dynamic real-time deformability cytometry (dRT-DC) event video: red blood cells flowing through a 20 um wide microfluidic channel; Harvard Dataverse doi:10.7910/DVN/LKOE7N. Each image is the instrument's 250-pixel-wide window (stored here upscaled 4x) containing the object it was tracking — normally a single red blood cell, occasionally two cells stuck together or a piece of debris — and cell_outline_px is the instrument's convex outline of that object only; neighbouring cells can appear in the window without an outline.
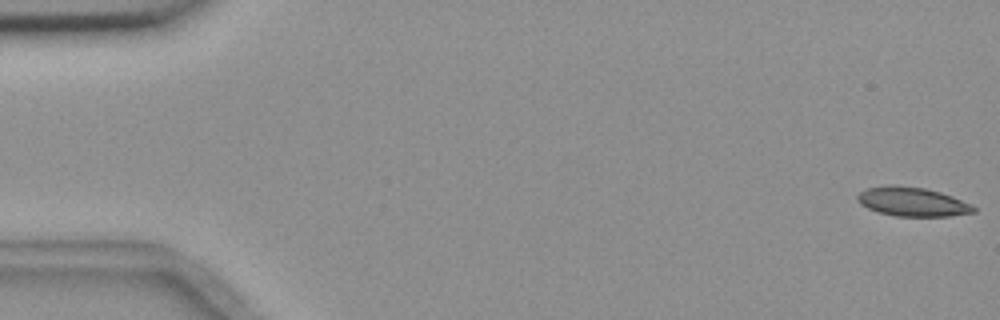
{"species": "common noctule bat (a hibernating species)", "species_latin": "Nyctalus noctula", "temperature_condition": "room temperature", "stored_images_in_passage": 5, "camera_frame_rate_fps": 3000, "um_per_image_px": 0.085, "animal": {"sex": "female", "body_mass_g": 18.4}, "frame": {"image": 1, "passage_image": 1, "time_ms": 0.0, "image_size_px": [1000, 320], "cell_outline_px": [[976, 212], [948, 216], [896, 216], [880, 212], [868, 208], [860, 204], [856, 200], [856, 196], [860, 192], [868, 188], [892, 184], [924, 188], [940, 192], [952, 196], [976, 208]], "centroid_in_image_um": [77.51, 17.14], "position_along_channel_um": 7.5, "area_um2": 19.48}}